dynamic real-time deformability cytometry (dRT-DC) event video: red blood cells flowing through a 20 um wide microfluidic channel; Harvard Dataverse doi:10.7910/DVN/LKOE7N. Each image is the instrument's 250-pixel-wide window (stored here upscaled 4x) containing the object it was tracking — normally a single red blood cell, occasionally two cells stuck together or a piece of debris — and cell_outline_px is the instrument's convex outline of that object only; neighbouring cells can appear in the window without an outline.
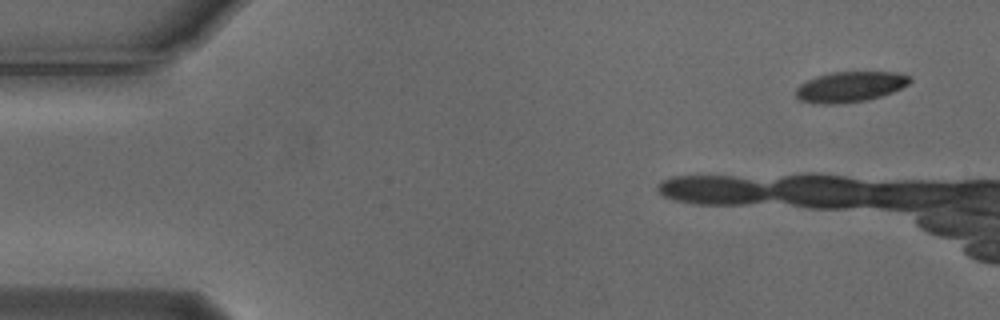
{"species": "Egyptian fruit bat (a non-hibernating species)", "species_latin": "Rousettus aegyptiacus", "temperature_condition": "cold", "stored_images_in_passage": 6, "camera_frame_rate_fps": 3000, "um_per_image_px": 0.085, "animal": {"sex": "male"}, "frame": {"image": 1, "passage_image": 1, "time_ms": 0.0, "image_size_px": [1000, 320], "cell_outline_px": [[912, 80], [908, 84], [892, 92], [868, 100], [836, 104], [812, 104], [800, 100], [796, 96], [796, 88], [800, 84], [816, 76], [832, 72], [896, 72], [908, 76]], "centroid_in_image_um": [72.22, 7.38], "position_along_channel_um": 12.8, "area_um2": 20.23}}